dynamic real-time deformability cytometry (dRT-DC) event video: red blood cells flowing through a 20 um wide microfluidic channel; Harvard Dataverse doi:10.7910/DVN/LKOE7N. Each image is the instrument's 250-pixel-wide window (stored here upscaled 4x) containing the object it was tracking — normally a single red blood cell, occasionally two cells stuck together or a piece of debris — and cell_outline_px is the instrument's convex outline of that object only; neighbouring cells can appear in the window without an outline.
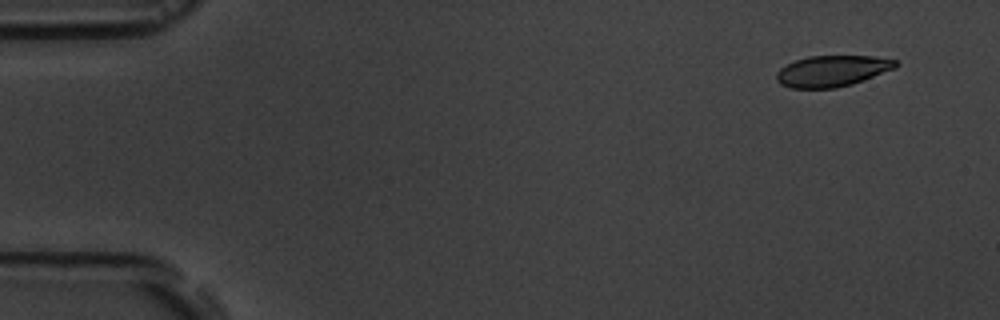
{"species": "common noctule bat (a hibernating species)", "species_latin": "Nyctalus noctula", "temperature_condition": "room temperature", "stored_images_in_passage": 17, "camera_frame_rate_fps": 3000, "um_per_image_px": 0.085, "animal": {"sex": "male", "body_mass_g": 19.5, "forearm_length_mm": 54.6}, "frame": {"image": 1, "passage_image": 2, "time_ms": 1.0, "image_size_px": [1000, 320], "cell_outline_px": [[900, 64], [896, 68], [864, 80], [852, 84], [836, 88], [792, 88], [780, 84], [776, 80], [776, 72], [780, 68], [796, 60], [808, 56], [872, 56], [896, 60]], "centroid_in_image_um": [70.74, 6.04], "position_along_channel_um": 14.3, "area_um2": 21.68}}
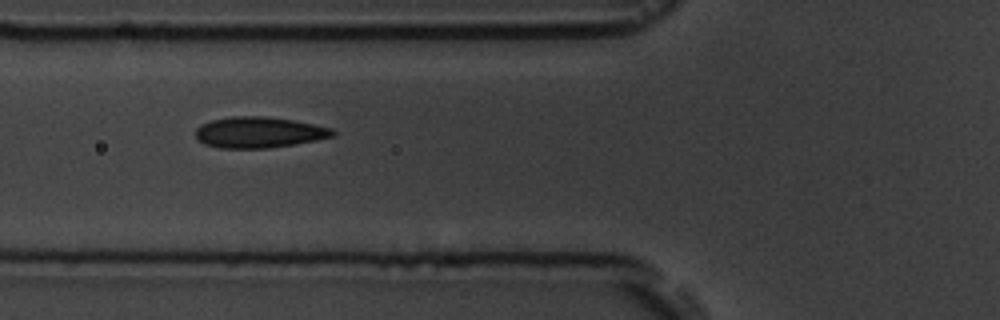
{"frame": {"image": 2, "passage_image": 7, "time_ms": 6.667, "image_size_px": [1000, 320], "cell_outline_px": [[336, 132], [332, 136], [316, 140], [268, 148], [220, 148], [204, 144], [196, 136], [196, 128], [200, 124], [212, 120], [232, 116], [268, 116], [292, 120], [332, 128]], "centroid_in_image_um": [21.98, 11.24], "position_along_channel_um": 103.8, "area_um2": 24.57}}
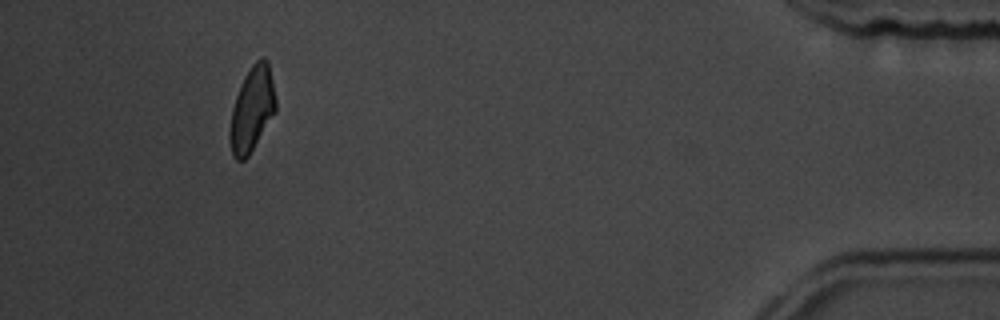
{"frame": {"image": 3, "passage_image": 16, "time_ms": 17.0, "image_size_px": [1000, 320], "cell_outline_px": [[276, 112], [248, 156], [244, 160], [236, 160], [232, 156], [228, 140], [228, 132], [232, 108], [240, 84], [244, 76], [252, 64], [260, 56], [264, 56], [268, 60], [276, 100]], "centroid_in_image_um": [21.4, 9.28], "position_along_channel_um": 413.8, "area_um2": 23.0}, "authors_computed_cell_mechanics": {"area_um2": 23.2356, "velocity_mm_per_s": 3.6301, "shape_relaxation_time_tau1_ms": 7.9649, "shape_relaxation_time_tau2_ms": 1.8614, "deformation_change_tau1": 0.1525, "deformation_change_tau2": 0.0338}}